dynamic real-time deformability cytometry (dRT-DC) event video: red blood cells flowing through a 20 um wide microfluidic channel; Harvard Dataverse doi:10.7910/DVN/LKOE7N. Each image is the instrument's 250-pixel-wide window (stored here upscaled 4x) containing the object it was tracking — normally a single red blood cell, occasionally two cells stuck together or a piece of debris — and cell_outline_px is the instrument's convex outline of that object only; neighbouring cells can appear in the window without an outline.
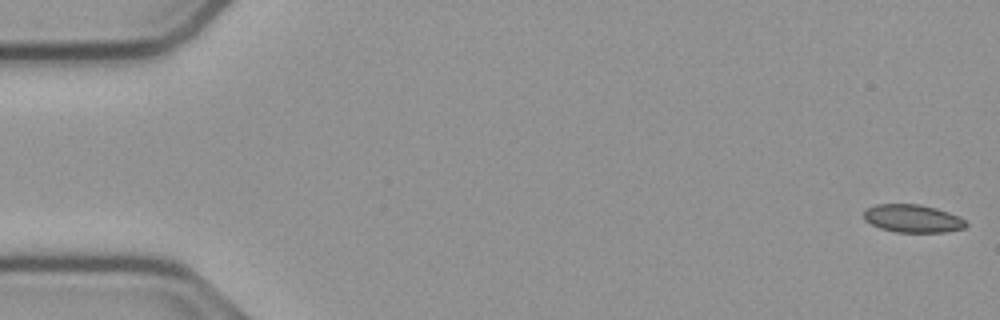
{"species": "common noctule bat (a hibernating species)", "species_latin": "Nyctalus noctula", "temperature_condition": "cold", "stored_images_in_passage": 55, "camera_frame_rate_fps": 3000, "um_per_image_px": 0.085, "animal": {"sex": "male", "body_mass_g": 23.1, "forearm_length_mm": 52.7}, "frame": {"image": 1, "passage_image": 1, "time_ms": 0.0, "image_size_px": [1000, 320], "cell_outline_px": [[968, 224], [964, 228], [944, 232], [896, 232], [880, 228], [864, 220], [864, 208], [876, 204], [920, 204], [936, 208], [960, 216]], "centroid_in_image_um": [77.56, 18.56], "position_along_channel_um": 7.4, "area_um2": 16.7}}
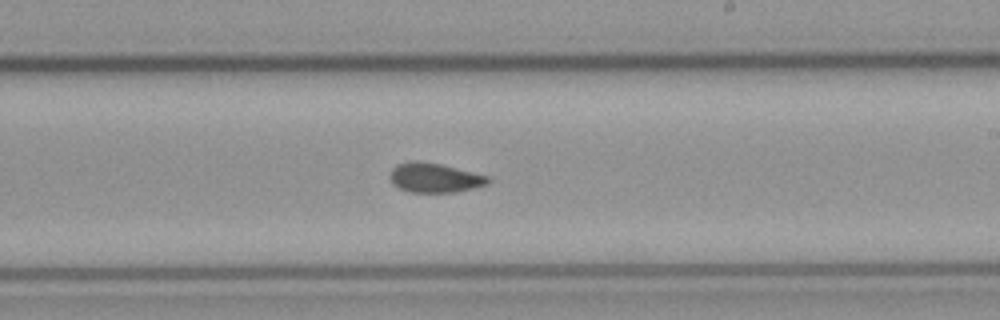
{"frame": {"image": 2, "passage_image": 32, "time_ms": 10.333, "image_size_px": [1000, 320], "cell_outline_px": [[492, 180], [488, 184], [476, 188], [456, 192], [408, 192], [392, 184], [388, 176], [392, 168], [396, 164], [408, 160], [416, 160], [440, 164], [488, 176]], "centroid_in_image_um": [36.91, 15.11], "position_along_channel_um": 252.1, "area_um2": 17.11}}
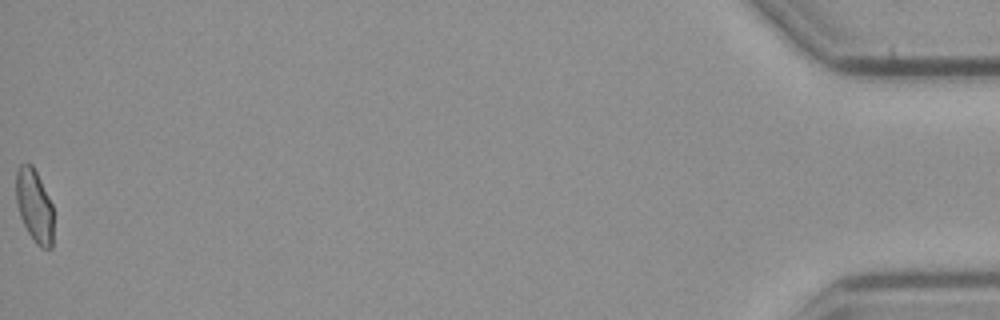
{"frame": {"image": 3, "passage_image": 55, "time_ms": 18.0, "image_size_px": [1000, 320], "cell_outline_px": [[52, 248], [40, 248], [36, 244], [28, 232], [20, 216], [16, 204], [16, 172], [20, 164], [28, 160], [32, 164], [52, 204]], "centroid_in_image_um": [2.9, 17.46], "position_along_channel_um": 432.3, "area_um2": 15.9}, "authors_computed_cell_mechanics": {"area_um2": 16.9932, "velocity_mm_per_s": 3.7633, "shape_relaxation_time_tau1_ms": null, "shape_relaxation_time_tau2_ms": 3.1103, "deformation_change_tau1": null, "deformation_change_tau2": 0.0644}}